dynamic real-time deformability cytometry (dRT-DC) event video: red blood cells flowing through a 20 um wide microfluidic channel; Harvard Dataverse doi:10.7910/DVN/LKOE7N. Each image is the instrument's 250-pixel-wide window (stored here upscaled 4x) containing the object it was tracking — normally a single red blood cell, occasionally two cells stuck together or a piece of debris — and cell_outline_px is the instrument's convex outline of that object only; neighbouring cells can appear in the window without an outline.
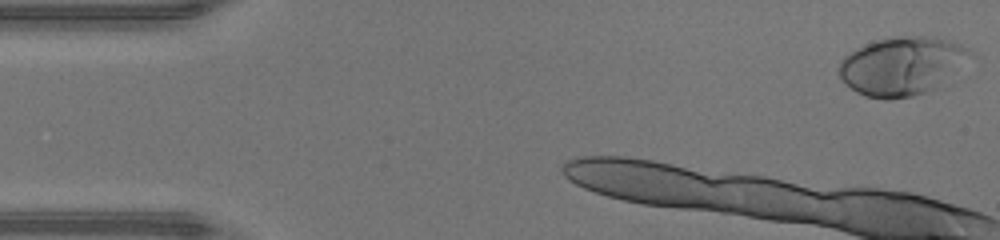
{"species": "human", "species_latin": "Homo sapiens", "temperature_condition": "warm", "stored_images_in_passage": 6, "camera_frame_rate_fps": 3000, "um_per_image_px": 0.085, "donor": {"sex": "male"}, "frame": {"image": 1, "passage_image": 1, "time_ms": 0.0, "image_size_px": [1000, 240], "cell_outline_px": [[968, 52], [940, 88], [912, 96], [888, 100], [884, 100], [864, 96], [856, 92], [840, 76], [840, 60], [848, 52], [864, 44], [880, 40], [900, 36], [924, 36], [944, 40], [960, 44], [968, 48]], "centroid_in_image_um": [76.56, 5.63], "position_along_channel_um": 8.4, "area_um2": 43.58}}